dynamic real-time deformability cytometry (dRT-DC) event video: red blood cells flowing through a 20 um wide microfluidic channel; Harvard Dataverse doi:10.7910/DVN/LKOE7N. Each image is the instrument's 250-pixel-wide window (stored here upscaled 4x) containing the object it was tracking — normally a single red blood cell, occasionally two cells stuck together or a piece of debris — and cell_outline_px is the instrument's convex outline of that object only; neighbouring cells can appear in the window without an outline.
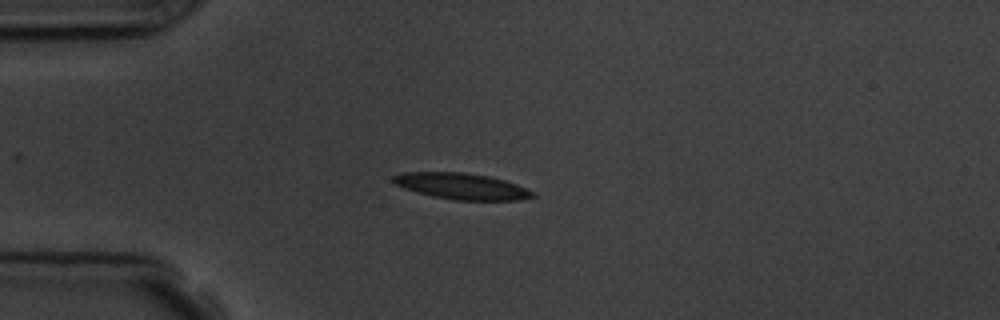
{"species": "common noctule bat (a hibernating species)", "species_latin": "Nyctalus noctula", "temperature_condition": "room temperature", "stored_images_in_passage": 5, "camera_frame_rate_fps": 3000, "um_per_image_px": 0.085, "animal": {"sex": "male", "body_mass_g": 19.5, "forearm_length_mm": 54.6}, "frame": {"image": 1, "passage_image": 4, "time_ms": 3.333, "image_size_px": [1000, 320], "cell_outline_px": [[536, 196], [520, 200], [452, 200], [432, 196], [416, 192], [404, 188], [396, 184], [392, 180], [392, 176], [400, 172], [464, 172], [488, 176], [504, 180], [516, 184], [536, 192]], "centroid_in_image_um": [39.24, 15.83], "position_along_channel_um": 45.8, "area_um2": 21.39}}